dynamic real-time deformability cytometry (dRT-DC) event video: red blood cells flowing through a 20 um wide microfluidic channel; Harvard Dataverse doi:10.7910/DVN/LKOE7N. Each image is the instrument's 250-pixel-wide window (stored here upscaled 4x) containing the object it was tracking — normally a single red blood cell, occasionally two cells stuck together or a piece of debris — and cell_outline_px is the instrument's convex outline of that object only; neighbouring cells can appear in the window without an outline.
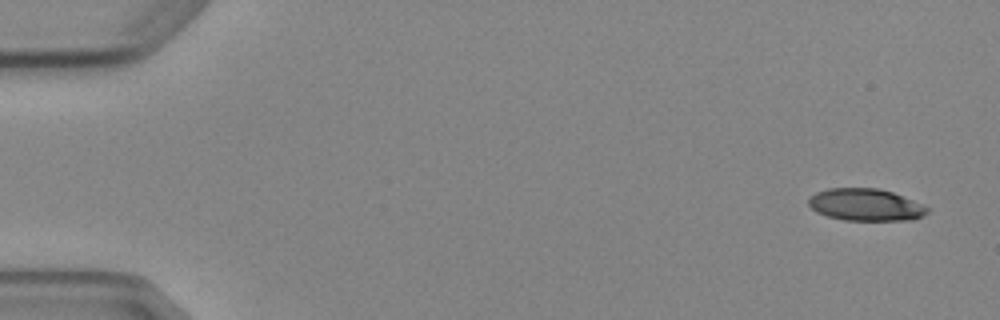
{"species": "Egyptian fruit bat (a non-hibernating species)", "species_latin": "Rousettus aegyptiacus", "temperature_condition": "cold", "stored_images_in_passage": 4, "camera_frame_rate_fps": 3000, "um_per_image_px": 0.085, "animal": {"sex": "female"}, "frame": {"image": 1, "passage_image": 1, "time_ms": 0.0, "image_size_px": [1000, 320], "cell_outline_px": [[932, 208], [924, 216], [912, 220], [844, 220], [828, 216], [816, 212], [808, 204], [808, 200], [816, 192], [828, 188], [880, 188], [892, 192], [924, 204]], "centroid_in_image_um": [73.63, 17.4], "position_along_channel_um": 11.4, "area_um2": 22.43}}
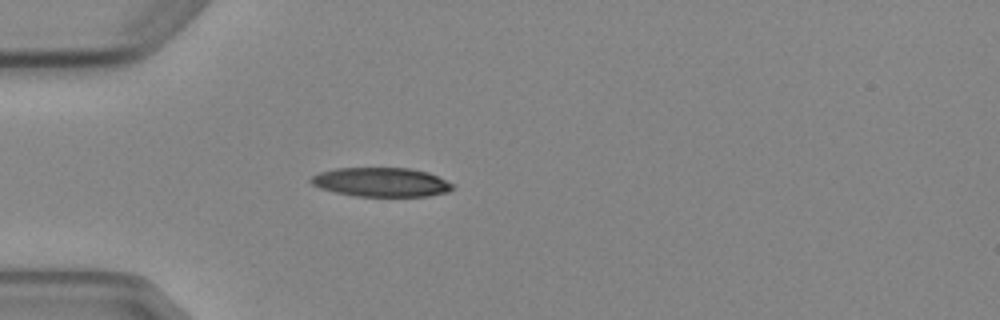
{"frame": {"image": 2, "passage_image": 4, "time_ms": 4.333, "image_size_px": [1000, 320], "cell_outline_px": [[452, 188], [448, 192], [428, 196], [356, 196], [336, 192], [320, 188], [312, 184], [308, 180], [312, 176], [320, 172], [336, 168], [408, 168], [428, 172], [452, 184]], "centroid_in_image_um": [32.36, 15.48], "position_along_channel_um": 52.6, "area_um2": 23.81}}